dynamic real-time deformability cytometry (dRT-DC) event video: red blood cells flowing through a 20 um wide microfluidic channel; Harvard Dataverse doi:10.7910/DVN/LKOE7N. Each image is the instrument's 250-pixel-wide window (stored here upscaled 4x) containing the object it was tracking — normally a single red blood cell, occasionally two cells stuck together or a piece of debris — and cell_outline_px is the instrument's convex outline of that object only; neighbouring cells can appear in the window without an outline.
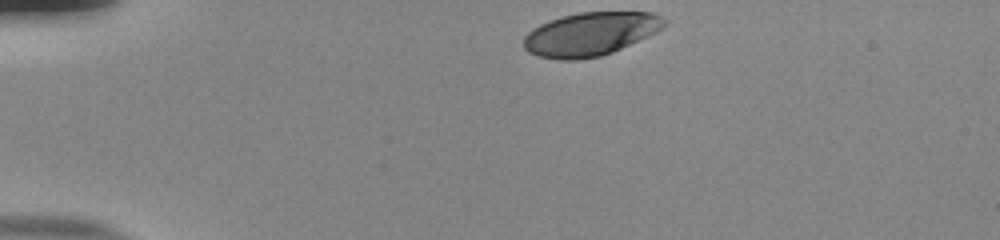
{"species": "human", "species_latin": "Homo sapiens", "temperature_condition": "room temperature", "stored_images_in_passage": 35, "camera_frame_rate_fps": 3000, "um_per_image_px": 0.085, "donor": {"sex": "male"}, "frame": {"image": 1, "passage_image": 1, "time_ms": 0.0, "image_size_px": [1000, 240], "cell_outline_px": [[668, 24], [664, 28], [656, 32], [612, 52], [600, 56], [576, 60], [556, 60], [540, 56], [528, 52], [524, 48], [524, 36], [532, 28], [540, 24], [564, 16], [580, 12], [652, 12], [664, 16], [668, 20]], "centroid_in_image_um": [50.22, 2.88], "position_along_channel_um": 34.8, "area_um2": 35.66}}
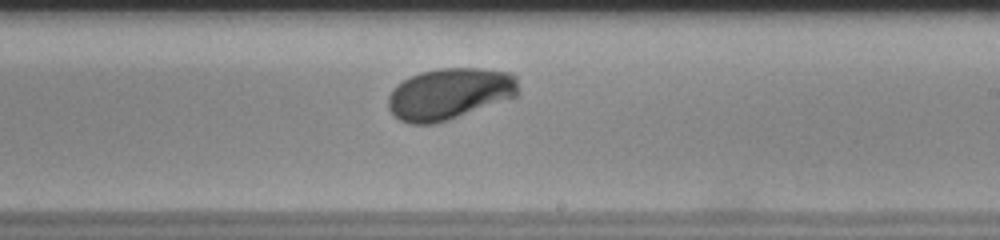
{"frame": {"image": 2, "passage_image": 23, "time_ms": 7.333, "image_size_px": [1000, 240], "cell_outline_px": [[520, 92], [516, 96], [448, 120], [432, 124], [408, 124], [400, 120], [388, 108], [388, 96], [392, 88], [396, 84], [420, 72], [440, 68], [480, 68], [508, 72], [516, 76]], "centroid_in_image_um": [38.19, 7.96], "position_along_channel_um": 250.8, "area_um2": 39.02}}
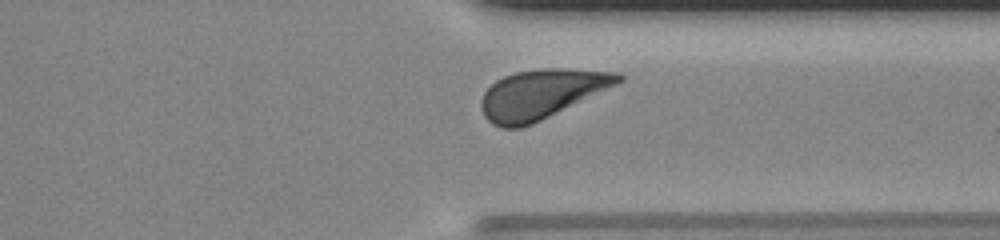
{"frame": {"image": 3, "passage_image": 32, "time_ms": 10.333, "image_size_px": [1000, 240], "cell_outline_px": [[624, 80], [616, 84], [532, 124], [520, 128], [500, 128], [492, 124], [484, 116], [480, 108], [480, 100], [484, 92], [496, 80], [504, 76], [516, 72], [544, 68], [564, 68], [620, 72], [624, 76]], "centroid_in_image_um": [45.98, 7.99], "position_along_channel_um": 365.4, "area_um2": 39.13}, "authors_computed_cell_mechanics": {"area_um2": 38.0324, "velocity_mm_per_s": 3.8048, "shape_relaxation_time_tau1_ms": 2.9202, "shape_relaxation_time_tau2_ms": null, "deformation_change_tau1": 0.1635, "deformation_change_tau2": null}}